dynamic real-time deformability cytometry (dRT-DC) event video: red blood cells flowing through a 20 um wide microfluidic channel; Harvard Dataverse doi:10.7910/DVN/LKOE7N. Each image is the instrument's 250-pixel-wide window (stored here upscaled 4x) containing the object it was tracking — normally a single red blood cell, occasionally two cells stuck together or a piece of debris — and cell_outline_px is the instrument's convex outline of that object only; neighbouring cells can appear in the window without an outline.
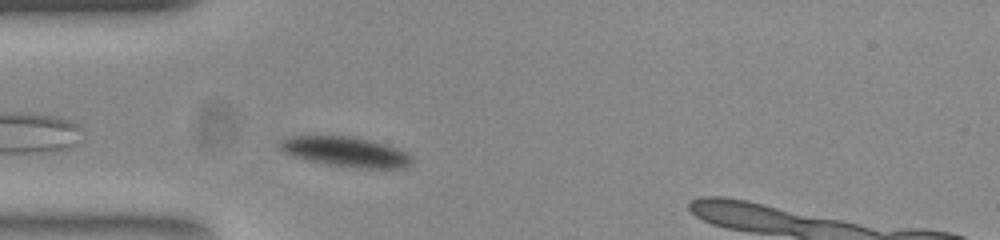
{"species": "common noctule bat (a hibernating species)", "species_latin": "Nyctalus noctula", "temperature_condition": "room temperature", "stored_images_in_passage": 37, "camera_frame_rate_fps": 3000, "um_per_image_px": 0.085, "animal": {"sex": "female", "body_mass_g": 23.0, "forearm_length_mm": 53.4}, "frame": {"image": 1, "passage_image": 5, "time_ms": 1.333, "image_size_px": [1000, 240], "cell_outline_px": [[408, 160], [404, 164], [368, 168], [336, 164], [316, 160], [300, 156], [288, 152], [284, 148], [284, 140], [300, 136], [332, 136], [360, 140], [396, 152], [404, 156]], "centroid_in_image_um": [29.17, 12.88], "position_along_channel_um": 55.8, "area_um2": 18.84}}
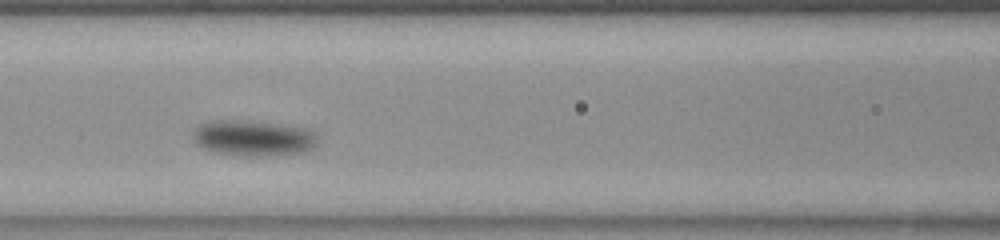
{"frame": {"image": 2, "passage_image": 13, "time_ms": 4.0, "image_size_px": [1000, 240], "cell_outline_px": [[308, 144], [300, 152], [276, 156], [236, 156], [216, 152], [208, 148], [200, 140], [200, 132], [204, 128], [212, 124], [256, 124], [284, 128], [300, 132], [308, 140]], "centroid_in_image_um": [21.45, 11.9], "position_along_channel_um": 145.1, "area_um2": 20.75}}
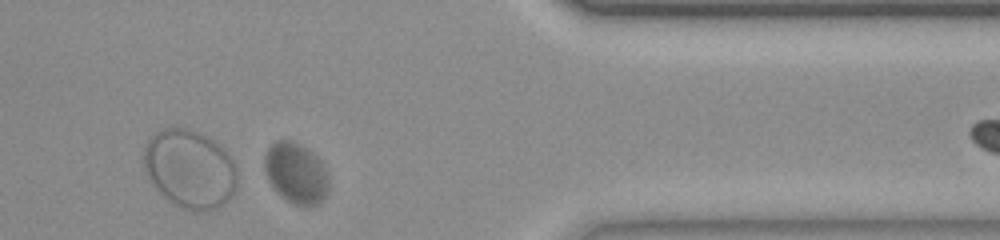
{"frame": {"image": 3, "passage_image": 35, "time_ms": 11.333, "image_size_px": [1000, 240], "cell_outline_px": [[324, 196], [320, 204], [296, 204], [288, 200], [272, 184], [268, 176], [264, 160], [272, 144], [280, 140], [292, 144], [308, 152], [324, 176]], "centroid_in_image_um": [25.06, 14.77], "position_along_channel_um": 386.3, "area_um2": 19.71}, "authors_computed_cell_mechanics": {"area_um2": 20.6924, "velocity_mm_per_s": 3.5555, "shape_relaxation_time_tau1_ms": 7.2936, "shape_relaxation_time_tau2_ms": null, "deformation_change_tau1": 0.2487, "deformation_change_tau2": null}}